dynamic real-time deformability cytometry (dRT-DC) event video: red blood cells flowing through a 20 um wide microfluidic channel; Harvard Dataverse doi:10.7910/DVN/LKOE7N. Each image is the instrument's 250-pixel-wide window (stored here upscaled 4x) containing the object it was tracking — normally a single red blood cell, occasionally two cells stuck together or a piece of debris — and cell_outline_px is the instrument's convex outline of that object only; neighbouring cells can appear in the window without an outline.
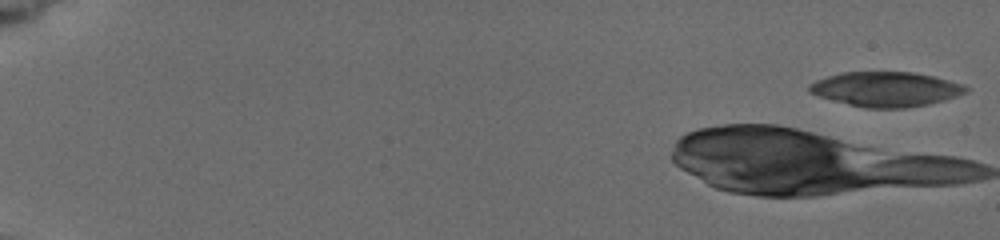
{"species": "common noctule bat (a hibernating species)", "species_latin": "Nyctalus noctula", "temperature_condition": "cold", "stored_images_in_passage": 5, "camera_frame_rate_fps": 3000, "um_per_image_px": 0.085, "animal": {"sex": "female", "body_mass_g": 19.5, "forearm_length_mm": 54.1}, "frame": {"image": 1, "passage_image": 1, "time_ms": 0.0, "image_size_px": [1000, 240], "cell_outline_px": [[968, 92], [944, 100], [928, 104], [904, 108], [864, 108], [832, 100], [808, 92], [808, 84], [816, 80], [828, 76], [844, 72], [912, 72], [932, 76], [964, 84], [968, 88]], "centroid_in_image_um": [75.29, 7.58], "position_along_channel_um": 9.7, "area_um2": 31.62}}